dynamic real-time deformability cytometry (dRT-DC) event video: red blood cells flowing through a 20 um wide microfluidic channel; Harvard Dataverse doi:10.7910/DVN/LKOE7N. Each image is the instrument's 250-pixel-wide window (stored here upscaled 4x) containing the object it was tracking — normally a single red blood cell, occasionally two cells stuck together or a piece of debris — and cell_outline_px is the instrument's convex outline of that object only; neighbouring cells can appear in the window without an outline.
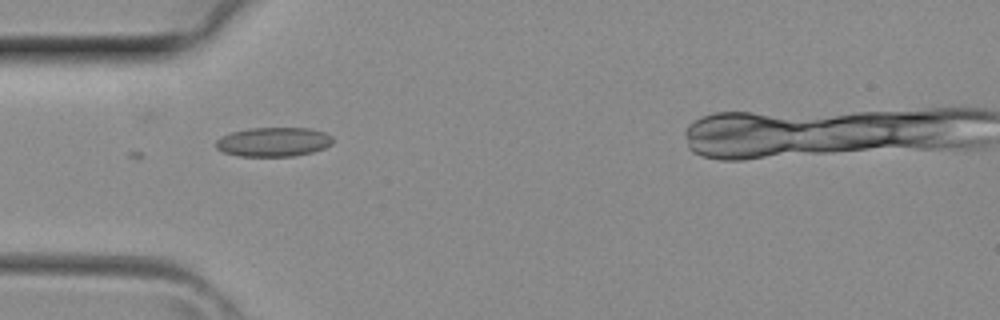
{"species": "common noctule bat (a hibernating species)", "species_latin": "Nyctalus noctula", "temperature_condition": "room temperature", "stored_images_in_passage": 30, "camera_frame_rate_fps": 3000, "um_per_image_px": 0.085, "animal": {"sex": "female", "body_mass_g": 29.2, "forearm_length_mm": 56.3}, "frame": {"image": 1, "passage_image": 6, "time_ms": 1.667, "image_size_px": [1000, 320], "cell_outline_px": [[332, 144], [324, 148], [312, 152], [292, 156], [240, 156], [224, 152], [216, 148], [216, 140], [232, 132], [252, 128], [308, 128], [324, 132], [332, 136]], "centroid_in_image_um": [23.26, 12.06], "position_along_channel_um": 61.7, "area_um2": 19.71}}
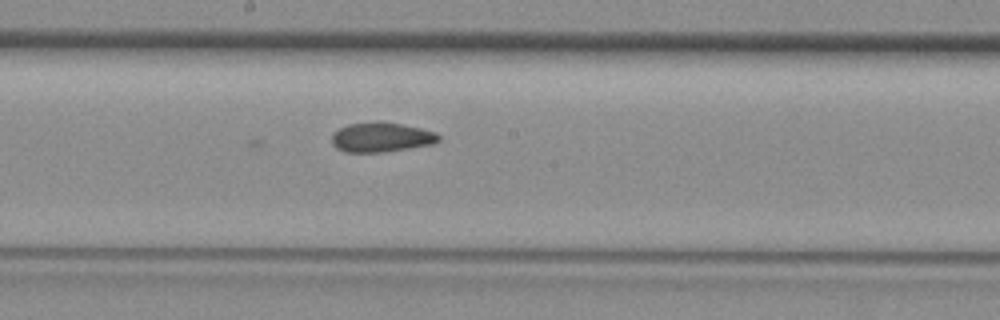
{"frame": {"image": 2, "passage_image": 15, "time_ms": 4.667, "image_size_px": [1000, 320], "cell_outline_px": [[440, 140], [432, 144], [408, 148], [380, 152], [344, 152], [336, 148], [332, 144], [332, 132], [348, 124], [376, 120], [400, 124], [420, 128], [436, 132], [440, 136]], "centroid_in_image_um": [32.37, 11.65], "position_along_channel_um": 215.8, "area_um2": 18.55}}
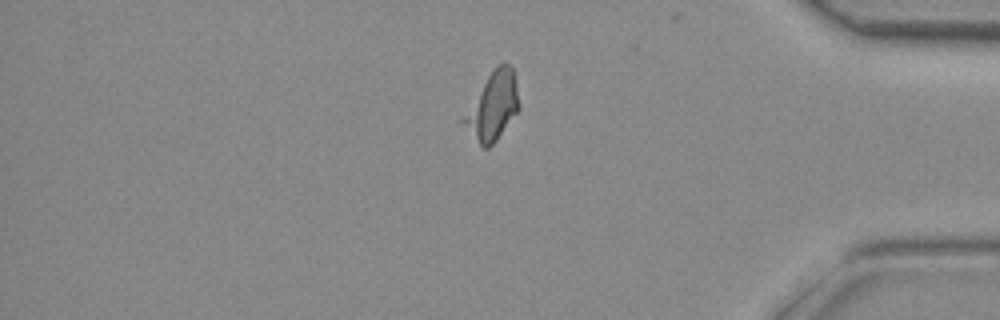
{"frame": {"image": 3, "passage_image": 27, "time_ms": 8.667, "image_size_px": [1000, 320], "cell_outline_px": [[520, 108], [496, 140], [488, 148], [484, 148], [480, 144], [460, 120], [488, 76], [496, 64], [504, 60], [512, 68], [516, 80], [520, 104]], "centroid_in_image_um": [41.92, 8.98], "position_along_channel_um": 393.3, "area_um2": 21.44}}